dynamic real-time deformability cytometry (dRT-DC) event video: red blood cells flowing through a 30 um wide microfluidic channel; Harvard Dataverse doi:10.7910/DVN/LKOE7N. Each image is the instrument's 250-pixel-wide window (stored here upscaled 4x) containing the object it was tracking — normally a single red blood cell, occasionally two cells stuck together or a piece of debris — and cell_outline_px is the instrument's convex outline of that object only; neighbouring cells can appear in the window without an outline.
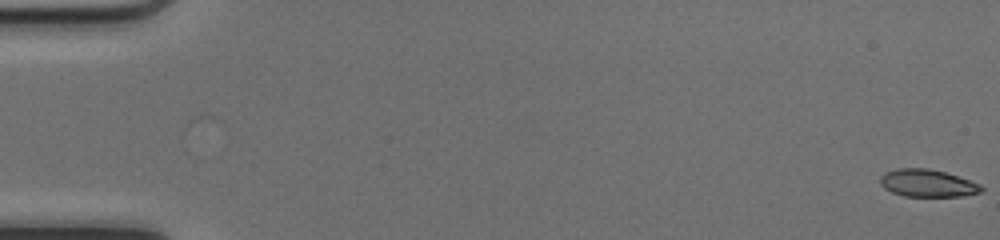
{"species": "common noctule bat (a hibernating species)", "species_latin": "Nyctalus noctula", "temperature_condition": "cold", "stored_images_in_passage": 52, "camera_frame_rate_fps": 3000, "um_per_image_px": 0.085, "animal": {"sex": "female", "body_mass_g": 17.0, "forearm_length_mm": 48.0}, "frame": {"image": 1, "passage_image": 1, "time_ms": 0.0, "image_size_px": [1000, 240], "cell_outline_px": [[984, 188], [980, 192], [960, 196], [904, 196], [892, 192], [884, 188], [880, 184], [880, 176], [884, 172], [896, 168], [928, 168], [944, 172], [980, 184]], "centroid_in_image_um": [78.78, 15.56], "position_along_channel_um": 6.2, "area_um2": 16.07}}
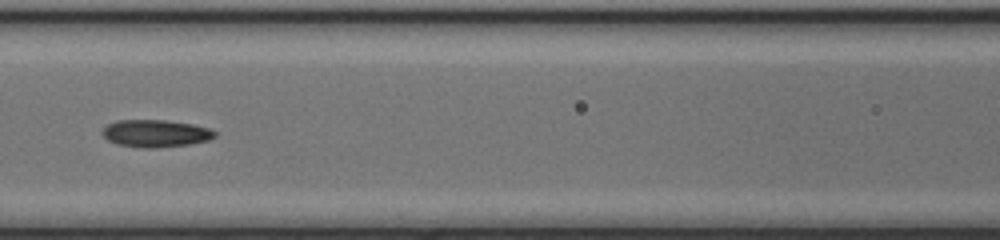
{"frame": {"image": 2, "passage_image": 24, "time_ms": 7.667, "image_size_px": [1000, 240], "cell_outline_px": [[216, 136], [208, 140], [188, 144], [156, 148], [140, 148], [116, 144], [108, 140], [100, 132], [108, 124], [116, 120], [164, 120], [192, 124], [212, 128], [216, 132]], "centroid_in_image_um": [13.22, 11.34], "position_along_channel_um": 153.4, "area_um2": 18.03}}
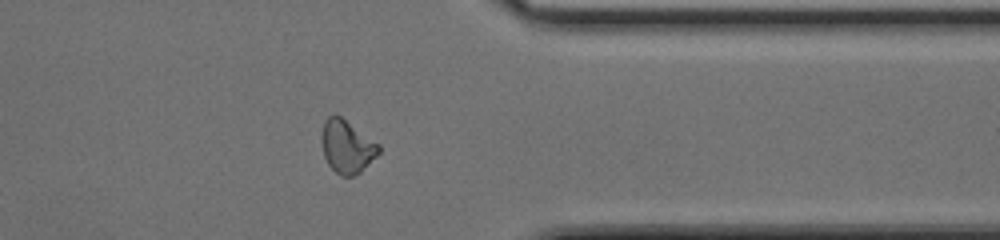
{"frame": {"image": 3, "passage_image": 41, "time_ms": 13.333, "image_size_px": [1000, 240], "cell_outline_px": [[380, 152], [360, 172], [352, 176], [340, 176], [328, 164], [324, 156], [320, 140], [320, 136], [324, 120], [328, 116], [340, 116], [380, 144]], "centroid_in_image_um": [29.47, 12.46], "position_along_channel_um": 381.9, "area_um2": 17.63}, "authors_computed_cell_mechanics": {"area_um2": 17.5423, "velocity_mm_per_s": 4.176, "shape_relaxation_time_tau1_ms": 11.2956, "shape_relaxation_time_tau2_ms": 6.7212, "deformation_change_tau1": 0.2524, "deformation_change_tau2": 0.1194}}